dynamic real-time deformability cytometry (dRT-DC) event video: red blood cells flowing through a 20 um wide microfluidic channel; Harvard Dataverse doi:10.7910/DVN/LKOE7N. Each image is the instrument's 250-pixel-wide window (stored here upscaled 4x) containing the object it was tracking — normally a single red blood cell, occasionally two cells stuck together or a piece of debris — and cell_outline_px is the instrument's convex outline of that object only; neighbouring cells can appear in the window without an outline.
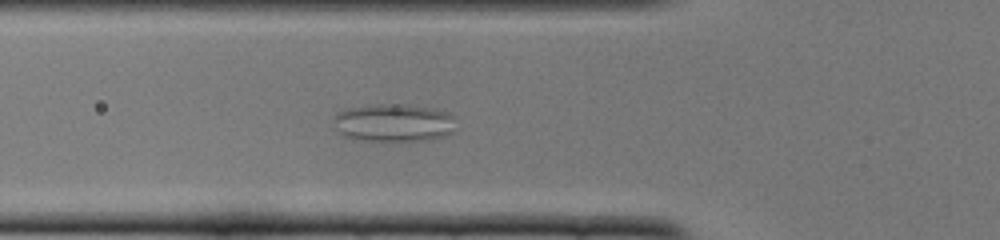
{"species": "common noctule bat (a hibernating species)", "species_latin": "Nyctalus noctula", "temperature_condition": "cold", "stored_images_in_passage": 42, "camera_frame_rate_fps": 3000, "um_per_image_px": 0.085, "animal": {"sex": "female", "body_mass_g": 22.0, "forearm_length_mm": 56.7}, "frame": {"image": 1, "passage_image": 13, "time_ms": 4.0, "image_size_px": [1000, 240], "cell_outline_px": [[456, 132], [448, 136], [432, 140], [364, 140], [344, 136], [336, 128], [336, 116], [340, 112], [348, 108], [376, 104], [404, 104], [432, 108], [448, 112], [456, 116]], "centroid_in_image_um": [33.61, 10.43], "position_along_channel_um": 92.2, "area_um2": 27.17}}
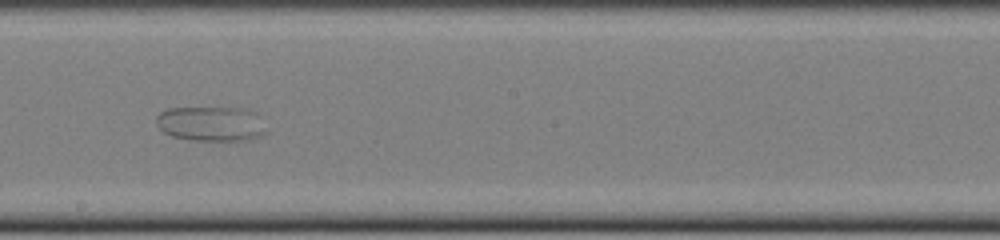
{"frame": {"image": 2, "passage_image": 24, "time_ms": 7.667, "image_size_px": [1000, 240], "cell_outline_px": [[264, 136], [248, 140], [192, 140], [172, 136], [164, 132], [156, 124], [156, 116], [160, 112], [168, 108], [244, 108], [256, 112], [264, 132]], "centroid_in_image_um": [17.9, 10.52], "position_along_channel_um": 230.3, "area_um2": 22.14}}
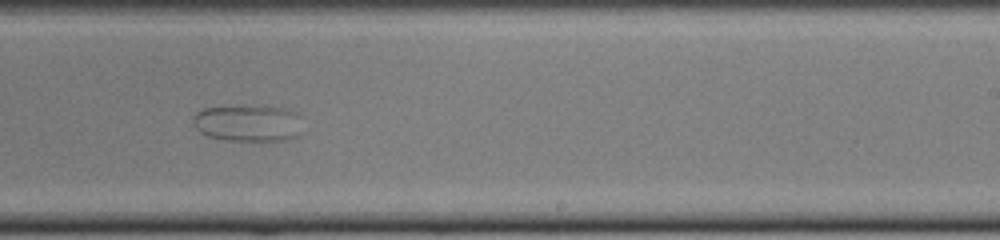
{"frame": {"image": 3, "passage_image": 27, "time_ms": 8.667, "image_size_px": [1000, 240], "cell_outline_px": [[300, 116], [296, 136], [288, 140], [224, 140], [208, 136], [200, 132], [192, 124], [192, 116], [196, 112], [204, 108], [264, 104], [272, 104], [292, 108], [300, 112]], "centroid_in_image_um": [21.09, 10.41], "position_along_channel_um": 267.9, "area_um2": 24.16}}